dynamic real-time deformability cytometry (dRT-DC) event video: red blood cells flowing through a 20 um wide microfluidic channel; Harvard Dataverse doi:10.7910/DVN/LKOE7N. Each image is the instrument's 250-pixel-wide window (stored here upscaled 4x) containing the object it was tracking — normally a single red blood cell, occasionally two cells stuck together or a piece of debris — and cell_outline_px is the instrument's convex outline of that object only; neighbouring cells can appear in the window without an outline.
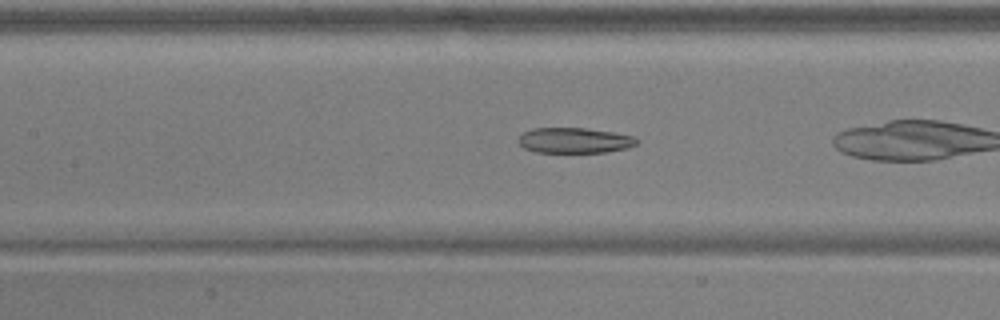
{"species": "common noctule bat (a hibernating species)", "species_latin": "Nyctalus noctula", "temperature_condition": "warm", "stored_images_in_passage": 34, "camera_frame_rate_fps": 3000, "um_per_image_px": 0.085, "animal": {"sex": "male", "body_mass_g": 17.9, "forearm_length_mm": 54.2}, "frame": {"image": 1, "passage_image": 6, "time_ms": 1.667, "image_size_px": [1000, 320], "cell_outline_px": [[640, 140], [636, 144], [628, 148], [604, 152], [536, 152], [524, 148], [516, 140], [524, 132], [532, 128], [584, 128], [612, 132], [636, 136]], "centroid_in_image_um": [48.85, 11.93], "position_along_channel_um": 158.6, "area_um2": 17.57}, "authors_computed_cell_mechanics": {"area_um2": 18.6983, "velocity_mm_per_s": 3.9395, "shape_relaxation_time_tau1_ms": null, "shape_relaxation_time_tau2_ms": 3.7523, "deformation_change_tau1": null, "deformation_change_tau2": 0.1305}}